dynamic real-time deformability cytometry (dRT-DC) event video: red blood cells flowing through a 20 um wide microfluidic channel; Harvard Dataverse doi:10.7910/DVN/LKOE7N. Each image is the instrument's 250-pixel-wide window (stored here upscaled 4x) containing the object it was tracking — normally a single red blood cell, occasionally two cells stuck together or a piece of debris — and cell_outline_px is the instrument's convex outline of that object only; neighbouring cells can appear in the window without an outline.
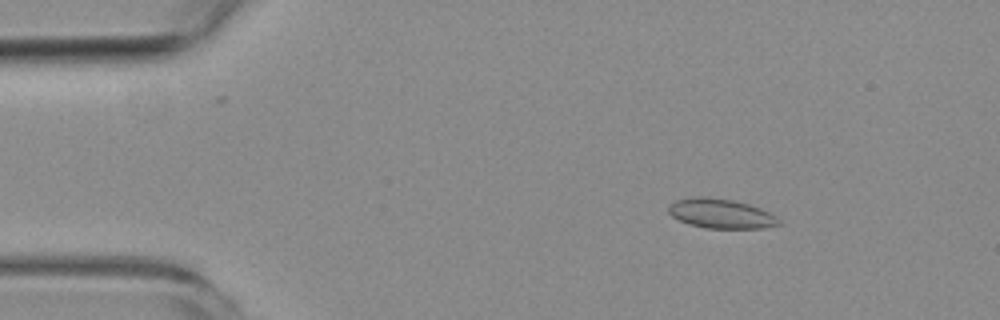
{"species": "common noctule bat (a hibernating species)", "species_latin": "Nyctalus noctula", "temperature_condition": "room temperature", "stored_images_in_passage": 6, "camera_frame_rate_fps": 3000, "um_per_image_px": 0.085, "animal": {"sex": "female", "body_mass_g": 19.3, "forearm_length_mm": 54.1}, "frame": {"image": 1, "passage_image": 2, "time_ms": 1.333, "image_size_px": [1000, 320], "cell_outline_px": [[780, 224], [764, 228], [704, 228], [688, 224], [672, 216], [668, 212], [668, 204], [676, 200], [692, 196], [704, 196], [732, 200], [748, 204], [760, 208], [776, 216], [780, 220]], "centroid_in_image_um": [61.24, 18.15], "position_along_channel_um": 23.8, "area_um2": 19.07}}
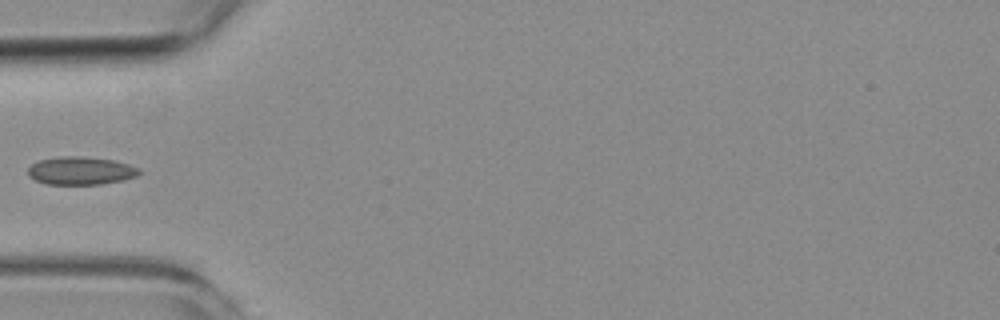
{"frame": {"image": 2, "passage_image": 5, "time_ms": 4.667, "image_size_px": [1000, 320], "cell_outline_px": [[140, 172], [136, 176], [124, 180], [100, 184], [48, 184], [36, 180], [28, 176], [28, 168], [32, 164], [40, 160], [60, 156], [80, 156], [116, 160], [140, 168]], "centroid_in_image_um": [6.88, 14.5], "position_along_channel_um": 78.1, "area_um2": 18.15}}
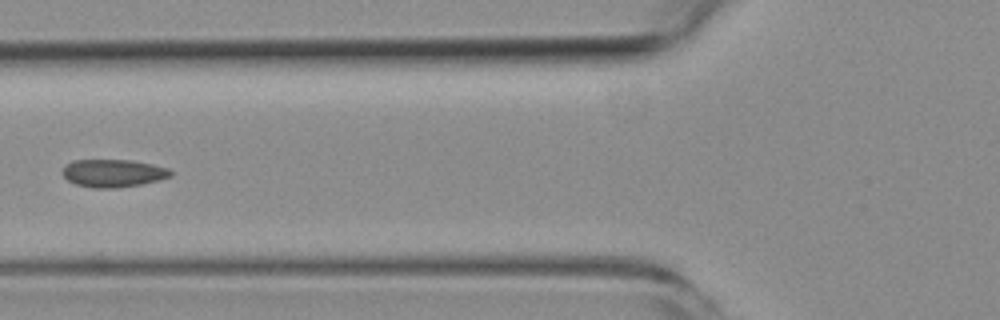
{"frame": {"image": 3, "passage_image": 6, "time_ms": 5.667, "image_size_px": [1000, 320], "cell_outline_px": [[172, 176], [160, 180], [140, 184], [116, 188], [92, 188], [76, 184], [68, 180], [60, 172], [64, 164], [72, 160], [132, 160], [152, 164], [168, 168], [172, 172]], "centroid_in_image_um": [9.59, 14.71], "position_along_channel_um": 116.2, "area_um2": 17.69}}